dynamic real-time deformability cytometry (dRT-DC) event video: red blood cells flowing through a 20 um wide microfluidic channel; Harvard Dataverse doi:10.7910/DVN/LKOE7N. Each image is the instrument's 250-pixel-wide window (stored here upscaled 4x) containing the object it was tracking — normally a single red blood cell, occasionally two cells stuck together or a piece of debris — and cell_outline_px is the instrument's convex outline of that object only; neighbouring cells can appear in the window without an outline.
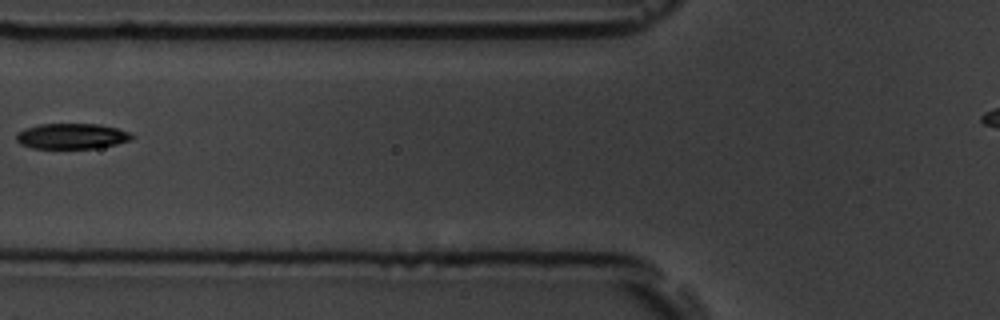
{"species": "common noctule bat (a hibernating species)", "species_latin": "Nyctalus noctula", "temperature_condition": "room temperature", "stored_images_in_passage": 4, "camera_frame_rate_fps": 3000, "um_per_image_px": 0.085, "animal": {"sex": "male", "body_mass_g": 19.5, "forearm_length_mm": 54.6}, "frame": {"image": 1, "passage_image": 3, "time_ms": 2.333, "image_size_px": [1000, 320], "cell_outline_px": [[136, 136], [132, 140], [116, 144], [92, 148], [32, 148], [20, 144], [16, 140], [16, 136], [24, 128], [40, 124], [100, 124], [116, 128], [128, 132]], "centroid_in_image_um": [6.11, 11.57], "position_along_channel_um": 119.7, "area_um2": 17.11}}
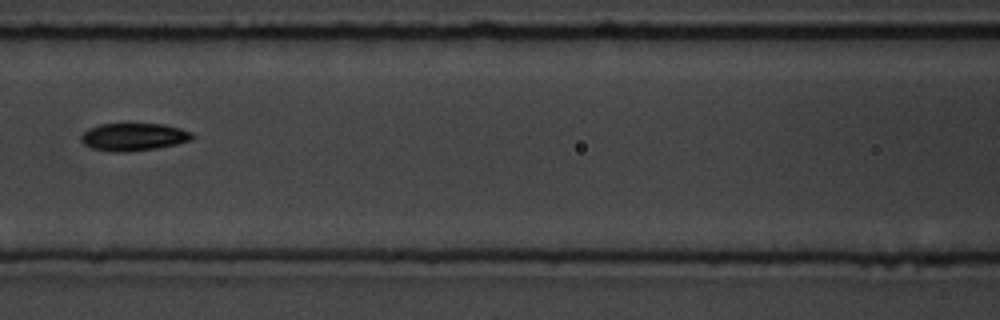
{"frame": {"image": 2, "passage_image": 4, "time_ms": 3.333, "image_size_px": [1000, 320], "cell_outline_px": [[196, 136], [192, 140], [176, 144], [156, 148], [128, 152], [112, 152], [92, 148], [84, 144], [80, 140], [80, 136], [88, 128], [100, 124], [164, 124], [180, 128], [192, 132]], "centroid_in_image_um": [11.37, 11.64], "position_along_channel_um": 155.2, "area_um2": 18.03}}